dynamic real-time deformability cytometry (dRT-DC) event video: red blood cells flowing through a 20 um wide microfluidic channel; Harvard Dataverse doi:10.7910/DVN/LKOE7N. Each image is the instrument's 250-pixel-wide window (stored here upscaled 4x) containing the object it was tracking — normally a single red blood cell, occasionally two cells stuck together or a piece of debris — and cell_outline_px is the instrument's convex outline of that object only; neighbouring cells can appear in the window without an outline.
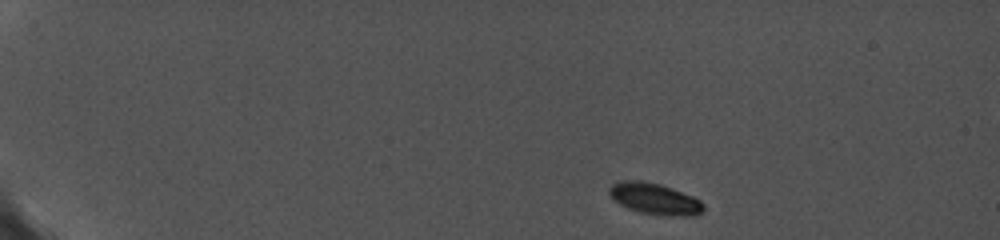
{"species": "common noctule bat (a hibernating species)", "species_latin": "Nyctalus noctula", "temperature_condition": "cold", "stored_images_in_passage": 47, "camera_frame_rate_fps": 5000, "um_per_image_px": 0.085, "animal": {"sex": "female", "body_mass_g": 19.0, "forearm_length_mm": 56.7}, "frame": {"image": 1, "passage_image": 1, "time_ms": 0.0, "image_size_px": [1000, 240], "cell_outline_px": [[704, 208], [696, 216], [672, 216], [640, 212], [628, 208], [620, 204], [608, 192], [608, 188], [612, 184], [620, 180], [640, 180], [660, 184], [672, 188], [692, 196], [700, 200], [704, 204]], "centroid_in_image_um": [55.66, 16.89], "position_along_channel_um": 29.3, "area_um2": 17.11}}
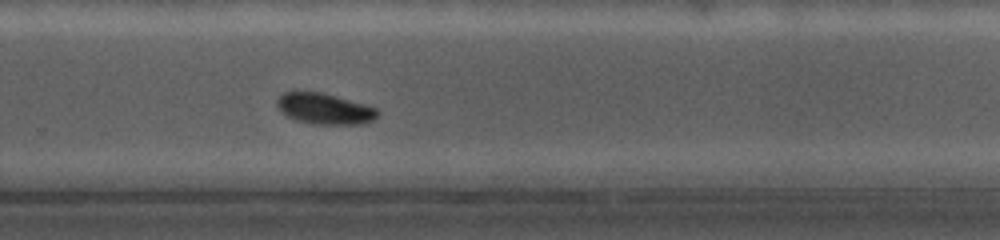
{"frame": {"image": 2, "passage_image": 30, "time_ms": 10.4, "image_size_px": [1000, 240], "cell_outline_px": [[380, 112], [372, 120], [364, 124], [312, 124], [296, 120], [288, 116], [276, 104], [280, 96], [284, 92], [316, 92], [364, 104], [376, 108]], "centroid_in_image_um": [27.61, 9.27], "position_along_channel_um": 302.2, "area_um2": 17.57}}
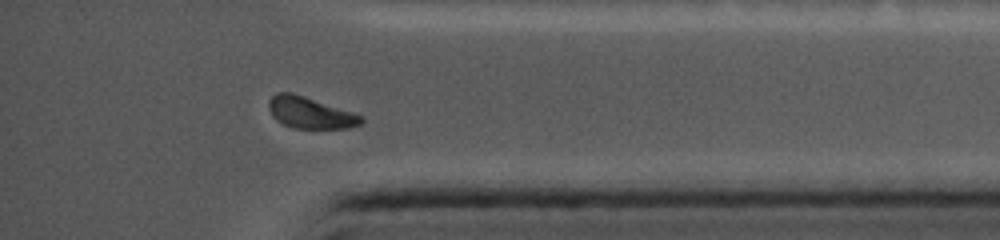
{"frame": {"image": 3, "passage_image": 43, "time_ms": 13.2, "image_size_px": [1000, 240], "cell_outline_px": [[364, 120], [360, 124], [348, 128], [292, 128], [276, 120], [272, 116], [268, 108], [268, 104], [272, 96], [276, 92], [288, 92], [352, 112], [364, 116]], "centroid_in_image_um": [26.35, 9.6], "position_along_channel_um": 408.9, "area_um2": 16.59}}